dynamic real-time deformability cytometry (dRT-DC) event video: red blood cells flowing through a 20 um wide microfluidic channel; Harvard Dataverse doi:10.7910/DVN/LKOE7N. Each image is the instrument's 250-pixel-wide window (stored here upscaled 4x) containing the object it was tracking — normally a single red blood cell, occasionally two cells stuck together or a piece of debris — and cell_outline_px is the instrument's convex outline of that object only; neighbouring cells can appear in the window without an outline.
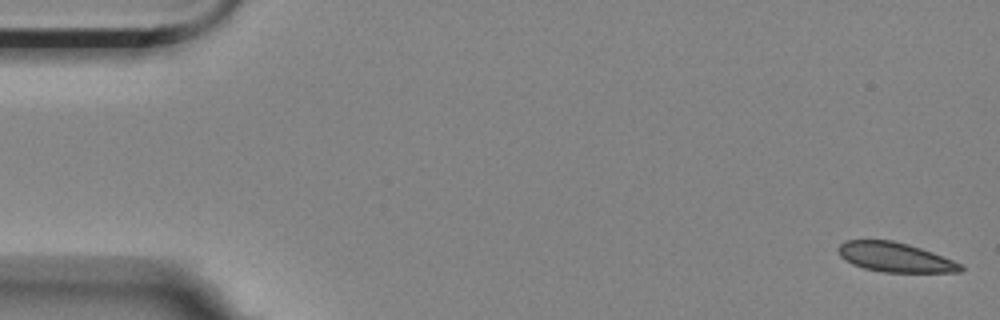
{"species": "Egyptian fruit bat (a non-hibernating species)", "species_latin": "Rousettus aegyptiacus", "temperature_condition": "room temperature", "stored_images_in_passage": 56, "camera_frame_rate_fps": 3000, "um_per_image_px": 0.085, "animal": {"sex": "female"}, "frame": {"image": 1, "passage_image": 1, "time_ms": 0.0, "image_size_px": [1000, 320], "cell_outline_px": [[964, 268], [960, 272], [884, 272], [864, 268], [852, 264], [844, 260], [840, 256], [836, 248], [844, 240], [892, 240], [908, 244], [932, 252], [952, 260], [960, 264]], "centroid_in_image_um": [76.02, 21.86], "position_along_channel_um": 9.0, "area_um2": 20.98}}
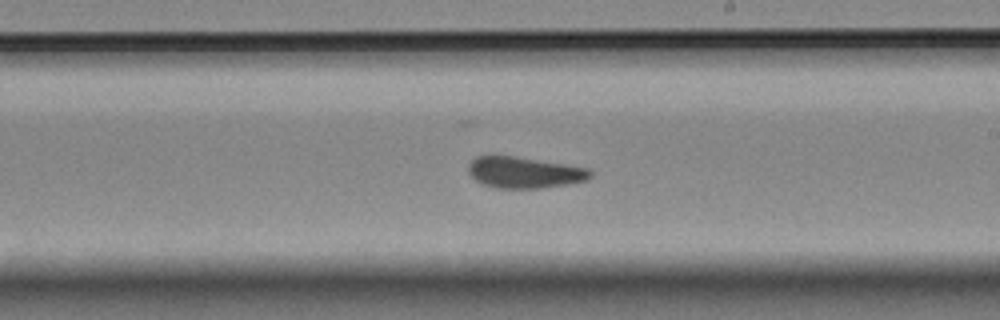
{"frame": {"image": 2, "passage_image": 32, "time_ms": 10.333, "image_size_px": [1000, 320], "cell_outline_px": [[592, 176], [588, 180], [568, 184], [540, 188], [496, 188], [480, 184], [468, 172], [468, 164], [476, 156], [492, 152], [588, 168], [592, 172]], "centroid_in_image_um": [44.5, 14.63], "position_along_channel_um": 244.5, "area_um2": 22.83}}
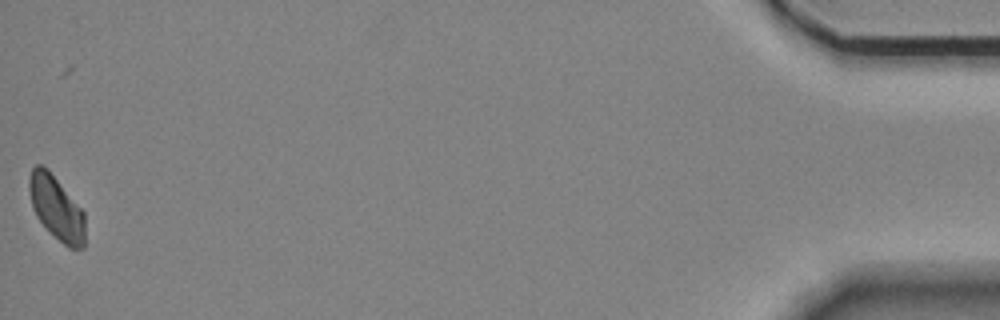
{"frame": {"image": 3, "passage_image": 56, "time_ms": 18.333, "image_size_px": [1000, 320], "cell_outline_px": [[84, 248], [68, 248], [36, 216], [32, 208], [28, 188], [28, 180], [32, 168], [36, 164], [44, 164], [48, 168], [84, 212]], "centroid_in_image_um": [4.77, 17.61], "position_along_channel_um": 430.4, "area_um2": 20.63}, "authors_computed_cell_mechanics": {"area_um2": 22.2819, "velocity_mm_per_s": 3.5146, "shape_relaxation_time_tau1_ms": 6.0128, "shape_relaxation_time_tau2_ms": 0.8438, "deformation_change_tau1": 0.0903, "deformation_change_tau2": 0.0466}}